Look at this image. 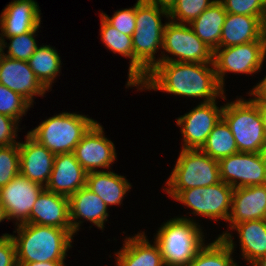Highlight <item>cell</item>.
Wrapping results in <instances>:
<instances>
[{
  "instance_id": "74e56055",
  "label": "cell",
  "mask_w": 266,
  "mask_h": 266,
  "mask_svg": "<svg viewBox=\"0 0 266 266\" xmlns=\"http://www.w3.org/2000/svg\"><path fill=\"white\" fill-rule=\"evenodd\" d=\"M0 266H18L15 242L8 233L0 236Z\"/></svg>"
},
{
  "instance_id": "c3c4849f",
  "label": "cell",
  "mask_w": 266,
  "mask_h": 266,
  "mask_svg": "<svg viewBox=\"0 0 266 266\" xmlns=\"http://www.w3.org/2000/svg\"><path fill=\"white\" fill-rule=\"evenodd\" d=\"M261 266H266V260L264 261V263Z\"/></svg>"
},
{
  "instance_id": "d4e9b609",
  "label": "cell",
  "mask_w": 266,
  "mask_h": 266,
  "mask_svg": "<svg viewBox=\"0 0 266 266\" xmlns=\"http://www.w3.org/2000/svg\"><path fill=\"white\" fill-rule=\"evenodd\" d=\"M86 187L97 194L108 207L121 205L131 184L125 177L113 171L98 170L87 173Z\"/></svg>"
},
{
  "instance_id": "ac0fdd59",
  "label": "cell",
  "mask_w": 266,
  "mask_h": 266,
  "mask_svg": "<svg viewBox=\"0 0 266 266\" xmlns=\"http://www.w3.org/2000/svg\"><path fill=\"white\" fill-rule=\"evenodd\" d=\"M34 0H13L1 12L0 38H10L33 31L40 27L41 13Z\"/></svg>"
},
{
  "instance_id": "1f68e13d",
  "label": "cell",
  "mask_w": 266,
  "mask_h": 266,
  "mask_svg": "<svg viewBox=\"0 0 266 266\" xmlns=\"http://www.w3.org/2000/svg\"><path fill=\"white\" fill-rule=\"evenodd\" d=\"M39 28L34 29L33 31L24 33L22 35H16L10 38V43L7 45V42L3 41V49L8 48L7 53H3V55L20 60V61H28L33 53L36 51L38 45L35 40L36 32Z\"/></svg>"
},
{
  "instance_id": "ffe728a7",
  "label": "cell",
  "mask_w": 266,
  "mask_h": 266,
  "mask_svg": "<svg viewBox=\"0 0 266 266\" xmlns=\"http://www.w3.org/2000/svg\"><path fill=\"white\" fill-rule=\"evenodd\" d=\"M266 212V184L234 188L228 223L260 220Z\"/></svg>"
},
{
  "instance_id": "ee69618b",
  "label": "cell",
  "mask_w": 266,
  "mask_h": 266,
  "mask_svg": "<svg viewBox=\"0 0 266 266\" xmlns=\"http://www.w3.org/2000/svg\"><path fill=\"white\" fill-rule=\"evenodd\" d=\"M5 219L7 220V216H6L4 207L2 203L0 202V222L4 221Z\"/></svg>"
},
{
  "instance_id": "8d00e7d4",
  "label": "cell",
  "mask_w": 266,
  "mask_h": 266,
  "mask_svg": "<svg viewBox=\"0 0 266 266\" xmlns=\"http://www.w3.org/2000/svg\"><path fill=\"white\" fill-rule=\"evenodd\" d=\"M18 123L16 119L0 114V146L17 144Z\"/></svg>"
},
{
  "instance_id": "f35d334b",
  "label": "cell",
  "mask_w": 266,
  "mask_h": 266,
  "mask_svg": "<svg viewBox=\"0 0 266 266\" xmlns=\"http://www.w3.org/2000/svg\"><path fill=\"white\" fill-rule=\"evenodd\" d=\"M249 95L255 96L252 99L255 103H266V76L250 90Z\"/></svg>"
},
{
  "instance_id": "f6af8a7d",
  "label": "cell",
  "mask_w": 266,
  "mask_h": 266,
  "mask_svg": "<svg viewBox=\"0 0 266 266\" xmlns=\"http://www.w3.org/2000/svg\"><path fill=\"white\" fill-rule=\"evenodd\" d=\"M3 50H4V49H3V41H2V39L0 38V60H1V57L3 56V53H4Z\"/></svg>"
},
{
  "instance_id": "277c9868",
  "label": "cell",
  "mask_w": 266,
  "mask_h": 266,
  "mask_svg": "<svg viewBox=\"0 0 266 266\" xmlns=\"http://www.w3.org/2000/svg\"><path fill=\"white\" fill-rule=\"evenodd\" d=\"M200 225L193 218L176 217L157 231L154 240L160 248L165 266H185L205 245Z\"/></svg>"
},
{
  "instance_id": "d590c367",
  "label": "cell",
  "mask_w": 266,
  "mask_h": 266,
  "mask_svg": "<svg viewBox=\"0 0 266 266\" xmlns=\"http://www.w3.org/2000/svg\"><path fill=\"white\" fill-rule=\"evenodd\" d=\"M227 13L249 15L262 19L265 0H219Z\"/></svg>"
},
{
  "instance_id": "9c48e42d",
  "label": "cell",
  "mask_w": 266,
  "mask_h": 266,
  "mask_svg": "<svg viewBox=\"0 0 266 266\" xmlns=\"http://www.w3.org/2000/svg\"><path fill=\"white\" fill-rule=\"evenodd\" d=\"M162 49L176 58L164 55L156 59L160 62L213 63L214 51L193 32L189 24L173 21L166 23Z\"/></svg>"
},
{
  "instance_id": "f1b7e54d",
  "label": "cell",
  "mask_w": 266,
  "mask_h": 266,
  "mask_svg": "<svg viewBox=\"0 0 266 266\" xmlns=\"http://www.w3.org/2000/svg\"><path fill=\"white\" fill-rule=\"evenodd\" d=\"M101 41L114 54L118 53L124 57L130 58L128 81L126 87L134 86V49L132 45V36L121 33L112 27L101 16Z\"/></svg>"
},
{
  "instance_id": "44dd1931",
  "label": "cell",
  "mask_w": 266,
  "mask_h": 266,
  "mask_svg": "<svg viewBox=\"0 0 266 266\" xmlns=\"http://www.w3.org/2000/svg\"><path fill=\"white\" fill-rule=\"evenodd\" d=\"M69 209L71 227L74 234L79 231L82 223V221L78 219L81 220L84 218L103 230L104 223L109 216L106 204L97 194L89 190L86 186L80 188L69 197Z\"/></svg>"
},
{
  "instance_id": "cb8c5ba5",
  "label": "cell",
  "mask_w": 266,
  "mask_h": 266,
  "mask_svg": "<svg viewBox=\"0 0 266 266\" xmlns=\"http://www.w3.org/2000/svg\"><path fill=\"white\" fill-rule=\"evenodd\" d=\"M230 231L239 234L243 259L251 266H261L266 260V223L263 219L230 224Z\"/></svg>"
},
{
  "instance_id": "7bdbcfd3",
  "label": "cell",
  "mask_w": 266,
  "mask_h": 266,
  "mask_svg": "<svg viewBox=\"0 0 266 266\" xmlns=\"http://www.w3.org/2000/svg\"><path fill=\"white\" fill-rule=\"evenodd\" d=\"M261 23H262V27L264 29V32L266 34V2L264 3V12H263V16L261 19Z\"/></svg>"
},
{
  "instance_id": "7c38bea8",
  "label": "cell",
  "mask_w": 266,
  "mask_h": 266,
  "mask_svg": "<svg viewBox=\"0 0 266 266\" xmlns=\"http://www.w3.org/2000/svg\"><path fill=\"white\" fill-rule=\"evenodd\" d=\"M216 104V100L201 102L187 114L176 119L183 135L182 149L202 148L214 126L222 119L224 106L219 108Z\"/></svg>"
},
{
  "instance_id": "5b68a950",
  "label": "cell",
  "mask_w": 266,
  "mask_h": 266,
  "mask_svg": "<svg viewBox=\"0 0 266 266\" xmlns=\"http://www.w3.org/2000/svg\"><path fill=\"white\" fill-rule=\"evenodd\" d=\"M222 118L229 125L238 152L260 153L266 145V132L257 104L249 98H237L224 104Z\"/></svg>"
},
{
  "instance_id": "603a6c76",
  "label": "cell",
  "mask_w": 266,
  "mask_h": 266,
  "mask_svg": "<svg viewBox=\"0 0 266 266\" xmlns=\"http://www.w3.org/2000/svg\"><path fill=\"white\" fill-rule=\"evenodd\" d=\"M266 40L261 20L255 16L227 13L220 37V48Z\"/></svg>"
},
{
  "instance_id": "6da1fadb",
  "label": "cell",
  "mask_w": 266,
  "mask_h": 266,
  "mask_svg": "<svg viewBox=\"0 0 266 266\" xmlns=\"http://www.w3.org/2000/svg\"><path fill=\"white\" fill-rule=\"evenodd\" d=\"M137 87H140L138 90H158L182 97L204 98V102L215 101L216 97L226 100L224 89L216 77L214 63L160 62Z\"/></svg>"
},
{
  "instance_id": "e0dca14e",
  "label": "cell",
  "mask_w": 266,
  "mask_h": 266,
  "mask_svg": "<svg viewBox=\"0 0 266 266\" xmlns=\"http://www.w3.org/2000/svg\"><path fill=\"white\" fill-rule=\"evenodd\" d=\"M87 172L76 160L74 153L55 154L53 169L45 189L70 197L86 186Z\"/></svg>"
},
{
  "instance_id": "484cf974",
  "label": "cell",
  "mask_w": 266,
  "mask_h": 266,
  "mask_svg": "<svg viewBox=\"0 0 266 266\" xmlns=\"http://www.w3.org/2000/svg\"><path fill=\"white\" fill-rule=\"evenodd\" d=\"M226 15L223 4L216 0L189 26L200 40L215 51L220 48V37Z\"/></svg>"
},
{
  "instance_id": "30bf717a",
  "label": "cell",
  "mask_w": 266,
  "mask_h": 266,
  "mask_svg": "<svg viewBox=\"0 0 266 266\" xmlns=\"http://www.w3.org/2000/svg\"><path fill=\"white\" fill-rule=\"evenodd\" d=\"M265 57L266 40L217 48L213 54V63L219 85L224 89L227 72L251 75L258 72L263 66Z\"/></svg>"
},
{
  "instance_id": "9a60e30c",
  "label": "cell",
  "mask_w": 266,
  "mask_h": 266,
  "mask_svg": "<svg viewBox=\"0 0 266 266\" xmlns=\"http://www.w3.org/2000/svg\"><path fill=\"white\" fill-rule=\"evenodd\" d=\"M0 84L22 95L31 104L34 96L48 91L35 76L28 62L3 55L0 60Z\"/></svg>"
},
{
  "instance_id": "d6a6232c",
  "label": "cell",
  "mask_w": 266,
  "mask_h": 266,
  "mask_svg": "<svg viewBox=\"0 0 266 266\" xmlns=\"http://www.w3.org/2000/svg\"><path fill=\"white\" fill-rule=\"evenodd\" d=\"M31 105L22 95L0 84V114L20 121Z\"/></svg>"
},
{
  "instance_id": "bcb514c9",
  "label": "cell",
  "mask_w": 266,
  "mask_h": 266,
  "mask_svg": "<svg viewBox=\"0 0 266 266\" xmlns=\"http://www.w3.org/2000/svg\"><path fill=\"white\" fill-rule=\"evenodd\" d=\"M263 153H264V156H265V159H266V145H265Z\"/></svg>"
},
{
  "instance_id": "4fadbf2b",
  "label": "cell",
  "mask_w": 266,
  "mask_h": 266,
  "mask_svg": "<svg viewBox=\"0 0 266 266\" xmlns=\"http://www.w3.org/2000/svg\"><path fill=\"white\" fill-rule=\"evenodd\" d=\"M44 189L42 185L30 181L21 174L0 187V202L7 220L15 219L17 225L29 223L32 207Z\"/></svg>"
},
{
  "instance_id": "52a82bcc",
  "label": "cell",
  "mask_w": 266,
  "mask_h": 266,
  "mask_svg": "<svg viewBox=\"0 0 266 266\" xmlns=\"http://www.w3.org/2000/svg\"><path fill=\"white\" fill-rule=\"evenodd\" d=\"M221 182L219 162L199 150L182 149L163 190H186Z\"/></svg>"
},
{
  "instance_id": "f546056e",
  "label": "cell",
  "mask_w": 266,
  "mask_h": 266,
  "mask_svg": "<svg viewBox=\"0 0 266 266\" xmlns=\"http://www.w3.org/2000/svg\"><path fill=\"white\" fill-rule=\"evenodd\" d=\"M200 150L218 161L221 158L238 153L235 138L223 118L214 126Z\"/></svg>"
},
{
  "instance_id": "ba28073f",
  "label": "cell",
  "mask_w": 266,
  "mask_h": 266,
  "mask_svg": "<svg viewBox=\"0 0 266 266\" xmlns=\"http://www.w3.org/2000/svg\"><path fill=\"white\" fill-rule=\"evenodd\" d=\"M234 188L223 181L207 187L164 190L173 199L193 210L192 214L228 222Z\"/></svg>"
},
{
  "instance_id": "5bb4252c",
  "label": "cell",
  "mask_w": 266,
  "mask_h": 266,
  "mask_svg": "<svg viewBox=\"0 0 266 266\" xmlns=\"http://www.w3.org/2000/svg\"><path fill=\"white\" fill-rule=\"evenodd\" d=\"M73 153L87 173L99 168V171L109 169L117 157L113 142L104 136L103 127L97 121L84 134Z\"/></svg>"
},
{
  "instance_id": "7dc6e473",
  "label": "cell",
  "mask_w": 266,
  "mask_h": 266,
  "mask_svg": "<svg viewBox=\"0 0 266 266\" xmlns=\"http://www.w3.org/2000/svg\"><path fill=\"white\" fill-rule=\"evenodd\" d=\"M263 221L266 223V212H265V215H264Z\"/></svg>"
},
{
  "instance_id": "4316f807",
  "label": "cell",
  "mask_w": 266,
  "mask_h": 266,
  "mask_svg": "<svg viewBox=\"0 0 266 266\" xmlns=\"http://www.w3.org/2000/svg\"><path fill=\"white\" fill-rule=\"evenodd\" d=\"M233 236L226 232L216 240L204 245L195 257L185 266H238L233 260Z\"/></svg>"
},
{
  "instance_id": "4dcf8cb0",
  "label": "cell",
  "mask_w": 266,
  "mask_h": 266,
  "mask_svg": "<svg viewBox=\"0 0 266 266\" xmlns=\"http://www.w3.org/2000/svg\"><path fill=\"white\" fill-rule=\"evenodd\" d=\"M215 1L216 0H176L173 6L168 10V16L170 18L168 20L180 24H190Z\"/></svg>"
},
{
  "instance_id": "2e32d148",
  "label": "cell",
  "mask_w": 266,
  "mask_h": 266,
  "mask_svg": "<svg viewBox=\"0 0 266 266\" xmlns=\"http://www.w3.org/2000/svg\"><path fill=\"white\" fill-rule=\"evenodd\" d=\"M26 141L18 143L20 174L45 187L49 181L55 154L35 140L29 133Z\"/></svg>"
},
{
  "instance_id": "3957f363",
  "label": "cell",
  "mask_w": 266,
  "mask_h": 266,
  "mask_svg": "<svg viewBox=\"0 0 266 266\" xmlns=\"http://www.w3.org/2000/svg\"><path fill=\"white\" fill-rule=\"evenodd\" d=\"M169 19L168 10L145 0L136 2V28L132 35L134 49V87L155 67V53L162 48L165 24L161 17ZM157 51V52H156Z\"/></svg>"
},
{
  "instance_id": "60d3db41",
  "label": "cell",
  "mask_w": 266,
  "mask_h": 266,
  "mask_svg": "<svg viewBox=\"0 0 266 266\" xmlns=\"http://www.w3.org/2000/svg\"><path fill=\"white\" fill-rule=\"evenodd\" d=\"M145 1L150 2L152 4H156L157 6L165 8L167 10H169L176 2V0H145Z\"/></svg>"
},
{
  "instance_id": "ab89813d",
  "label": "cell",
  "mask_w": 266,
  "mask_h": 266,
  "mask_svg": "<svg viewBox=\"0 0 266 266\" xmlns=\"http://www.w3.org/2000/svg\"><path fill=\"white\" fill-rule=\"evenodd\" d=\"M18 266H66L65 262H28V263H17Z\"/></svg>"
},
{
  "instance_id": "7a4b0ae2",
  "label": "cell",
  "mask_w": 266,
  "mask_h": 266,
  "mask_svg": "<svg viewBox=\"0 0 266 266\" xmlns=\"http://www.w3.org/2000/svg\"><path fill=\"white\" fill-rule=\"evenodd\" d=\"M17 236L11 235L16 246L17 263L64 262L72 247V230L31 223L16 225Z\"/></svg>"
},
{
  "instance_id": "8992f818",
  "label": "cell",
  "mask_w": 266,
  "mask_h": 266,
  "mask_svg": "<svg viewBox=\"0 0 266 266\" xmlns=\"http://www.w3.org/2000/svg\"><path fill=\"white\" fill-rule=\"evenodd\" d=\"M96 121L82 114L62 112L28 133L54 154L73 152Z\"/></svg>"
},
{
  "instance_id": "83f0119b",
  "label": "cell",
  "mask_w": 266,
  "mask_h": 266,
  "mask_svg": "<svg viewBox=\"0 0 266 266\" xmlns=\"http://www.w3.org/2000/svg\"><path fill=\"white\" fill-rule=\"evenodd\" d=\"M27 62L41 84L47 90L51 89L52 82L60 73L62 65L56 49L50 45L38 46Z\"/></svg>"
},
{
  "instance_id": "b9f144b4",
  "label": "cell",
  "mask_w": 266,
  "mask_h": 266,
  "mask_svg": "<svg viewBox=\"0 0 266 266\" xmlns=\"http://www.w3.org/2000/svg\"><path fill=\"white\" fill-rule=\"evenodd\" d=\"M261 114L265 132H266V103H256Z\"/></svg>"
},
{
  "instance_id": "d6986e66",
  "label": "cell",
  "mask_w": 266,
  "mask_h": 266,
  "mask_svg": "<svg viewBox=\"0 0 266 266\" xmlns=\"http://www.w3.org/2000/svg\"><path fill=\"white\" fill-rule=\"evenodd\" d=\"M29 223L72 230L69 198L44 189L32 207Z\"/></svg>"
},
{
  "instance_id": "8fae6325",
  "label": "cell",
  "mask_w": 266,
  "mask_h": 266,
  "mask_svg": "<svg viewBox=\"0 0 266 266\" xmlns=\"http://www.w3.org/2000/svg\"><path fill=\"white\" fill-rule=\"evenodd\" d=\"M218 162L221 181L233 188L266 184V159L263 152H238Z\"/></svg>"
},
{
  "instance_id": "836d02e7",
  "label": "cell",
  "mask_w": 266,
  "mask_h": 266,
  "mask_svg": "<svg viewBox=\"0 0 266 266\" xmlns=\"http://www.w3.org/2000/svg\"><path fill=\"white\" fill-rule=\"evenodd\" d=\"M20 174L19 145L0 146V187Z\"/></svg>"
},
{
  "instance_id": "7402d4cb",
  "label": "cell",
  "mask_w": 266,
  "mask_h": 266,
  "mask_svg": "<svg viewBox=\"0 0 266 266\" xmlns=\"http://www.w3.org/2000/svg\"><path fill=\"white\" fill-rule=\"evenodd\" d=\"M115 255L117 266H165L159 246L155 241L151 245L145 232L126 237Z\"/></svg>"
},
{
  "instance_id": "e575fe53",
  "label": "cell",
  "mask_w": 266,
  "mask_h": 266,
  "mask_svg": "<svg viewBox=\"0 0 266 266\" xmlns=\"http://www.w3.org/2000/svg\"><path fill=\"white\" fill-rule=\"evenodd\" d=\"M102 16L112 27L120 31L123 34L132 36L136 28V4L132 8H126L117 10L112 17H109L105 13H101Z\"/></svg>"
}]
</instances>
